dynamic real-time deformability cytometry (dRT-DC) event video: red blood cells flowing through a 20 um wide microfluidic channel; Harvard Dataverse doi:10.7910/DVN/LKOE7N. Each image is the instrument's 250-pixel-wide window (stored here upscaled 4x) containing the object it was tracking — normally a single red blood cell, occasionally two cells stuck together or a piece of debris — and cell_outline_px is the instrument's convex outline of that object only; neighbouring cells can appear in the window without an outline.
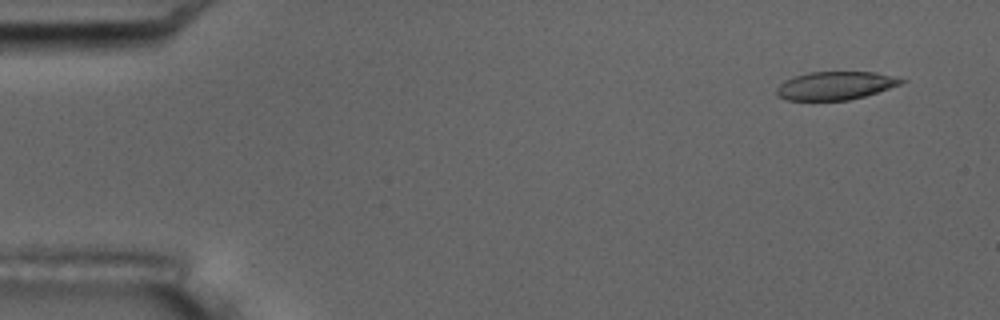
{"species": "common noctule bat (a hibernating species)", "species_latin": "Nyctalus noctula", "temperature_condition": "room temperature", "stored_images_in_passage": 4, "camera_frame_rate_fps": 3000, "um_per_image_px": 0.085, "animal": {"sex": "male", "body_mass_g": 17.5, "forearm_length_mm": 52.3}, "frame": {"image": 1, "passage_image": 1, "time_ms": 0.0, "image_size_px": [1000, 320], "cell_outline_px": [[908, 80], [900, 84], [864, 96], [848, 100], [788, 100], [776, 96], [776, 88], [784, 80], [808, 72], [876, 72]], "centroid_in_image_um": [70.97, 7.27], "position_along_channel_um": 14.0, "area_um2": 20.35}}
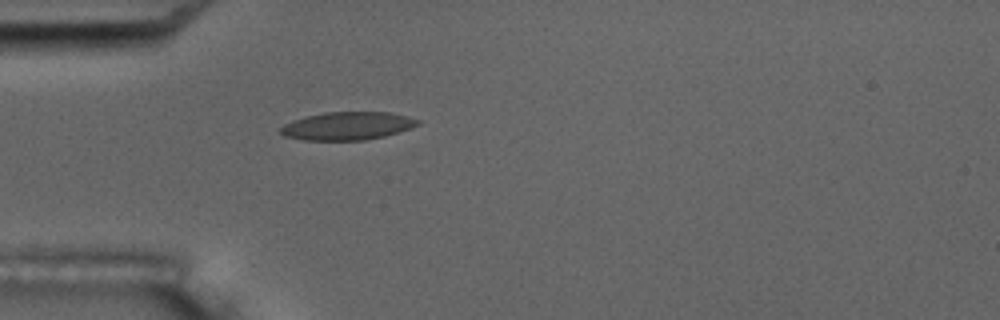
{"frame": {"image": 2, "passage_image": 4, "time_ms": 4.333, "image_size_px": [1000, 320], "cell_outline_px": [[420, 124], [412, 128], [384, 136], [364, 140], [304, 140], [284, 136], [280, 132], [280, 128], [284, 124], [292, 120], [324, 112], [388, 112], [408, 116], [420, 120]], "centroid_in_image_um": [29.54, 10.7], "position_along_channel_um": 55.5, "area_um2": 22.43}}